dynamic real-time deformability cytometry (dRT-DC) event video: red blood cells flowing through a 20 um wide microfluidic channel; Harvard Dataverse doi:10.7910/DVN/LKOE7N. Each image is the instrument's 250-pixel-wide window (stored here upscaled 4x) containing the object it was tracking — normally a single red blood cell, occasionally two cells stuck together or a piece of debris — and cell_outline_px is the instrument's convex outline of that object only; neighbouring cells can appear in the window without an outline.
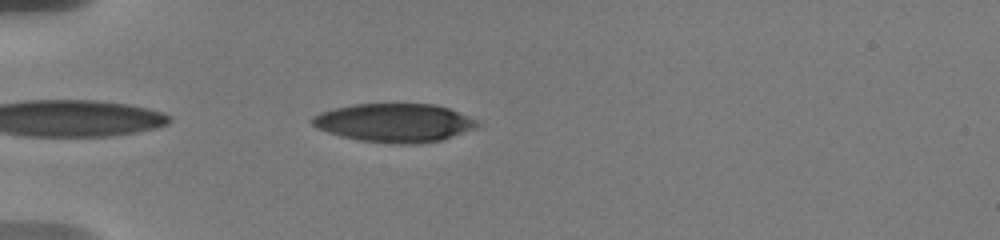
{"species": "human", "species_latin": "Homo sapiens", "temperature_condition": "warm", "stored_images_in_passage": 25, "camera_frame_rate_fps": 3000, "um_per_image_px": 0.085, "donor": {"sex": "male"}, "frame": {"image": 1, "passage_image": 2, "time_ms": 0.333, "image_size_px": [1000, 240], "cell_outline_px": [[480, 124], [476, 128], [440, 140], [412, 144], [392, 144], [360, 140], [340, 136], [328, 132], [312, 124], [312, 116], [320, 112], [332, 108], [356, 104], [436, 104], [448, 108], [480, 120]], "centroid_in_image_um": [33.55, 10.43], "position_along_channel_um": 51.5, "area_um2": 37.05}}
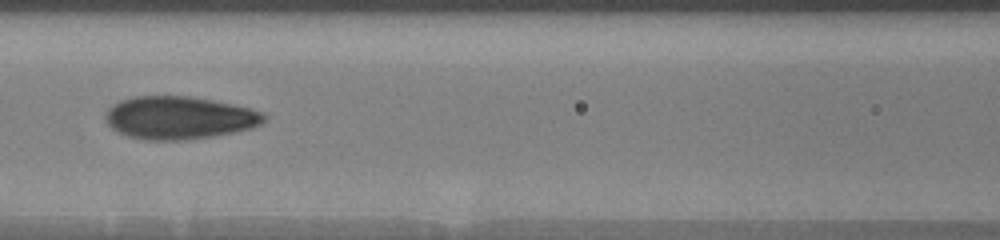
{"frame": {"image": 2, "passage_image": 13, "time_ms": 3.667, "image_size_px": [1000, 240], "cell_outline_px": [[268, 116], [260, 124], [252, 128], [212, 136], [180, 140], [148, 140], [128, 136], [112, 128], [104, 120], [104, 112], [112, 104], [120, 100], [132, 96], [192, 96], [252, 108], [264, 112]], "centroid_in_image_um": [15.21, 9.99], "position_along_channel_um": 151.4, "area_um2": 39.71}}
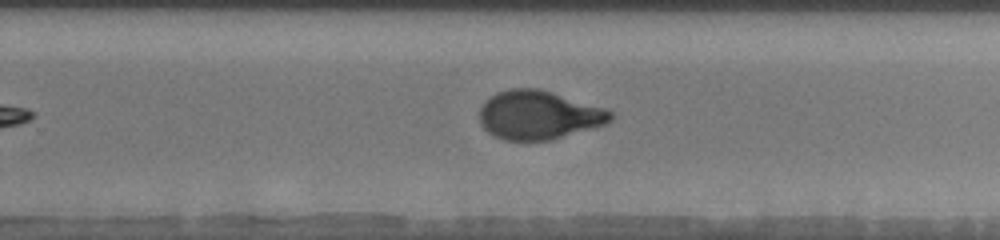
{"frame": {"image": 3, "passage_image": 24, "time_ms": 7.333, "image_size_px": [1000, 240], "cell_outline_px": [[616, 116], [608, 124], [548, 140], [504, 140], [488, 132], [480, 124], [480, 108], [484, 100], [496, 92], [512, 88], [540, 88], [604, 108], [616, 112]], "centroid_in_image_um": [45.81, 9.76], "position_along_channel_um": 284.0, "area_um2": 37.4}}